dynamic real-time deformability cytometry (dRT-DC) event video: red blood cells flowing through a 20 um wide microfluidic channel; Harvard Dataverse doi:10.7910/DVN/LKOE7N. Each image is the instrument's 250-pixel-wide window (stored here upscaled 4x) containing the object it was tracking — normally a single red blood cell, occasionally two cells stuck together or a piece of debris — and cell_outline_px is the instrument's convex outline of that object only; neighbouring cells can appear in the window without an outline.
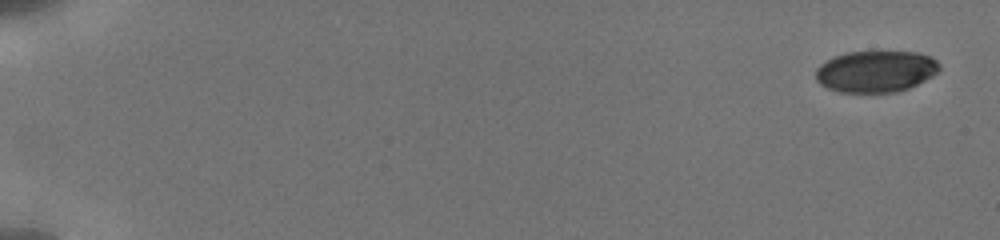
{"species": "human", "species_latin": "Homo sapiens", "temperature_condition": "cold", "stored_images_in_passage": 11, "camera_frame_rate_fps": 3000, "um_per_image_px": 0.085, "donor": {"sex": "male"}, "frame": {"image": 1, "passage_image": 1, "time_ms": 0.0, "image_size_px": [1000, 240], "cell_outline_px": [[940, 68], [932, 76], [908, 88], [896, 92], [840, 92], [828, 88], [820, 84], [816, 80], [816, 68], [820, 64], [832, 56], [848, 52], [916, 52], [932, 56], [940, 64]], "centroid_in_image_um": [74.42, 6.06], "position_along_channel_um": 10.6, "area_um2": 29.94}}
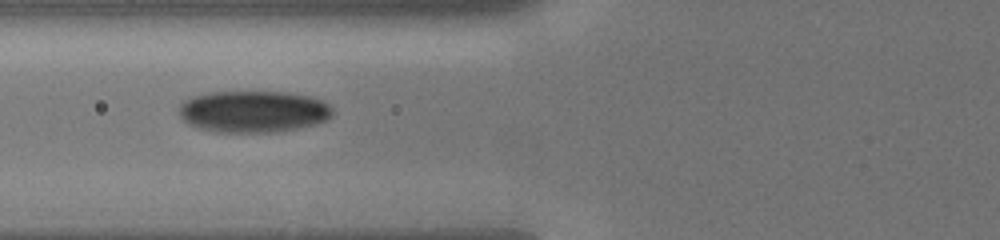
{"frame": {"image": 2, "passage_image": 8, "time_ms": 7.333, "image_size_px": [1000, 240], "cell_outline_px": [[332, 116], [328, 120], [316, 124], [276, 132], [216, 132], [196, 128], [188, 124], [180, 116], [180, 104], [184, 100], [192, 96], [208, 92], [288, 92], [308, 96], [324, 100], [332, 108]], "centroid_in_image_um": [21.53, 9.48], "position_along_channel_um": 104.3, "area_um2": 37.63}}
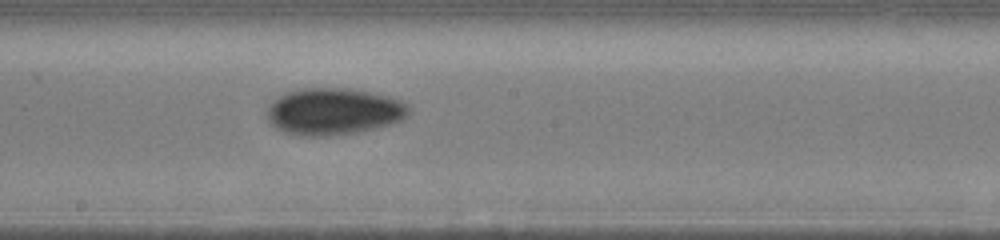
{"frame": {"image": 3, "passage_image": 11, "time_ms": 10.333, "image_size_px": [1000, 240], "cell_outline_px": [[408, 116], [404, 120], [392, 124], [360, 132], [328, 136], [304, 136], [284, 132], [276, 128], [268, 120], [268, 104], [276, 96], [284, 92], [304, 88], [348, 88], [372, 92], [392, 96], [408, 104]], "centroid_in_image_um": [28.37, 9.47], "position_along_channel_um": 219.8, "area_um2": 39.25}}